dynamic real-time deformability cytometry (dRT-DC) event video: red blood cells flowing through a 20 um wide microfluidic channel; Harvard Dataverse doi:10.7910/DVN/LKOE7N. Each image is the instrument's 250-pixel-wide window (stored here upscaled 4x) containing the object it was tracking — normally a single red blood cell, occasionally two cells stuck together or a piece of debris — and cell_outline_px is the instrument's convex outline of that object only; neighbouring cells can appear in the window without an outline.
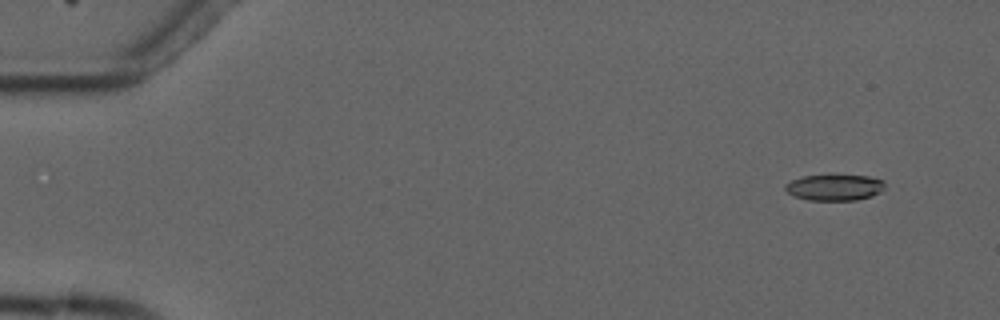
{"species": "common noctule bat (a hibernating species)", "species_latin": "Nyctalus noctula", "temperature_condition": "cold", "stored_images_in_passage": 8, "camera_frame_rate_fps": 3000, "um_per_image_px": 0.085, "animal": {"sex": "male", "forearm_length_mm": 52.5}, "frame": {"image": 1, "passage_image": 2, "time_ms": 1.333, "image_size_px": [1000, 320], "cell_outline_px": [[884, 188], [880, 192], [872, 196], [856, 200], [808, 200], [796, 196], [788, 192], [784, 188], [784, 184], [792, 180], [804, 176], [868, 176], [884, 180]], "centroid_in_image_um": [70.95, 15.94], "position_along_channel_um": 14.0, "area_um2": 14.91}}
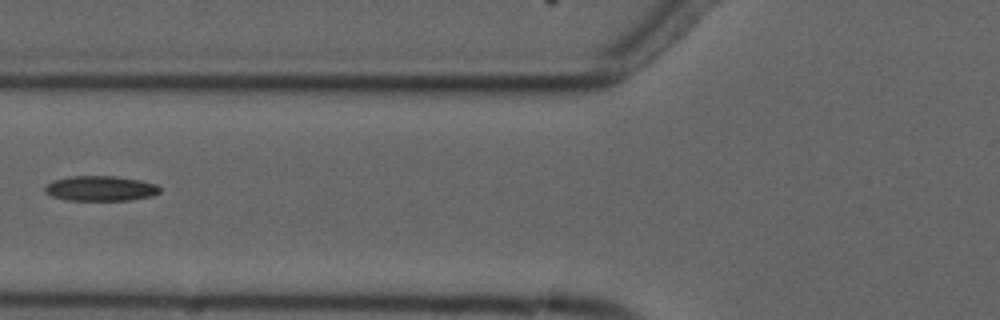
{"frame": {"image": 2, "passage_image": 7, "time_ms": 7.333, "image_size_px": [1000, 320], "cell_outline_px": [[160, 192], [152, 196], [128, 200], [64, 200], [52, 196], [44, 192], [44, 188], [48, 184], [56, 180], [72, 176], [116, 176], [140, 180], [156, 184], [160, 188]], "centroid_in_image_um": [8.55, 16.02], "position_along_channel_um": 117.2, "area_um2": 16.7}}
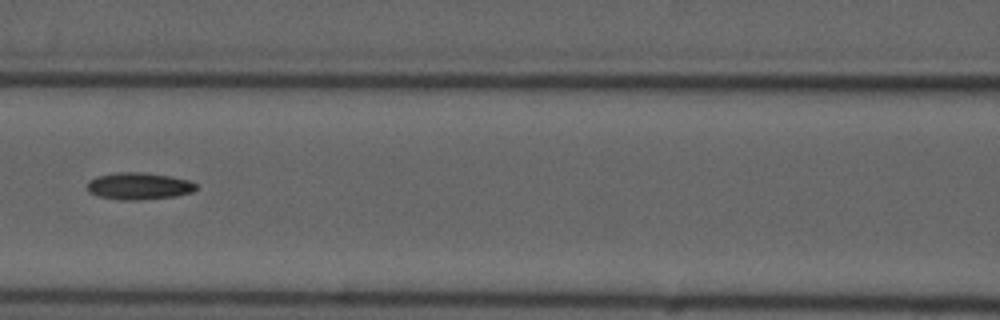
{"frame": {"image": 3, "passage_image": 8, "time_ms": 8.333, "image_size_px": [1000, 320], "cell_outline_px": [[196, 188], [192, 192], [176, 196], [140, 200], [124, 200], [100, 196], [88, 192], [88, 180], [96, 176], [116, 172], [140, 172], [168, 176], [188, 180], [196, 184]], "centroid_in_image_um": [11.78, 15.81], "position_along_channel_um": 154.8, "area_um2": 16.99}}